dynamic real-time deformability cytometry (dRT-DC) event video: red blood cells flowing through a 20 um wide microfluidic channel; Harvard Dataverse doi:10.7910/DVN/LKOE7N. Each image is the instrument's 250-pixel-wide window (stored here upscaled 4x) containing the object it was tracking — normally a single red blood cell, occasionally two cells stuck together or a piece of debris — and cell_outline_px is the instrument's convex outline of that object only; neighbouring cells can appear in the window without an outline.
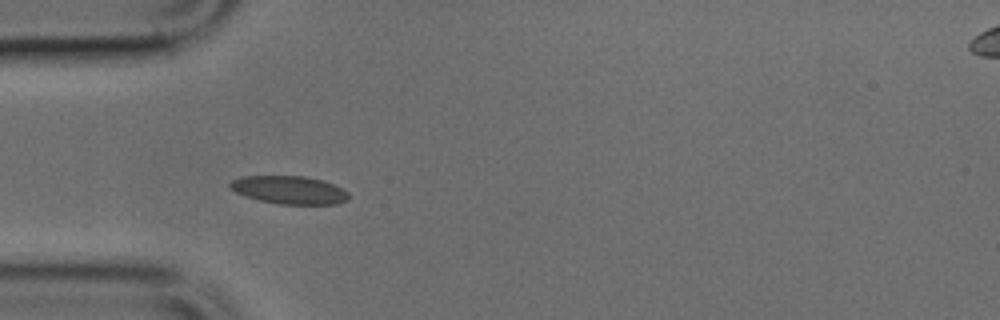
{"species": "common noctule bat (a hibernating species)", "species_latin": "Nyctalus noctula", "temperature_condition": "cold", "stored_images_in_passage": 5, "camera_frame_rate_fps": 3000, "um_per_image_px": 0.085, "animal": {"sex": "male", "body_mass_g": 17.9, "forearm_length_mm": 54.2}, "frame": {"image": 1, "passage_image": 4, "time_ms": 1.0, "image_size_px": [1000, 320], "cell_outline_px": [[348, 200], [336, 204], [280, 204], [260, 200], [244, 196], [236, 192], [228, 184], [232, 180], [240, 176], [304, 176], [320, 180], [332, 184], [348, 192]], "centroid_in_image_um": [24.56, 16.14], "position_along_channel_um": 60.4, "area_um2": 19.19}}